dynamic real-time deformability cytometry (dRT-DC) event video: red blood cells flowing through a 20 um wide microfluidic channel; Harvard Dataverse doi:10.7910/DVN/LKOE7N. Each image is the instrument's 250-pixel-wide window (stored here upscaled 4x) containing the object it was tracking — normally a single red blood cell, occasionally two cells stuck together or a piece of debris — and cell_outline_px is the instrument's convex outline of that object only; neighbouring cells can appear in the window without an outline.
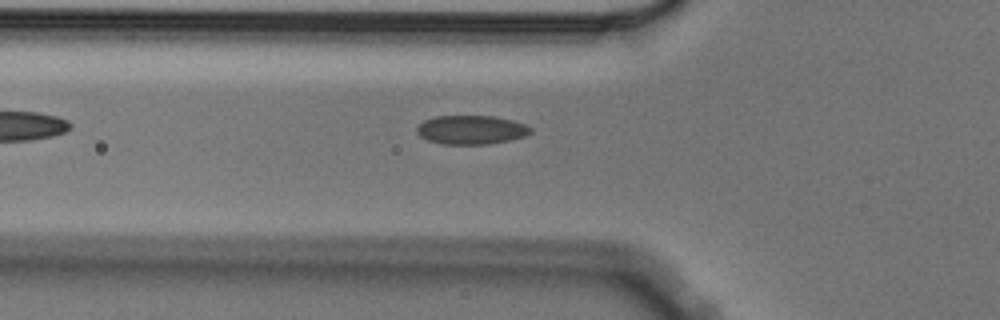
{"species": "Egyptian fruit bat (a non-hibernating species)", "species_latin": "Rousettus aegyptiacus", "temperature_condition": "cold", "stored_images_in_passage": 5, "camera_frame_rate_fps": 3000, "um_per_image_px": 0.085, "animal": {"sex": "male"}, "frame": {"image": 1, "passage_image": 5, "time_ms": 1.333, "image_size_px": [1000, 320], "cell_outline_px": [[532, 132], [524, 136], [508, 140], [488, 144], [444, 144], [428, 140], [420, 136], [416, 132], [416, 128], [424, 120], [436, 116], [492, 116], [512, 120], [524, 124], [532, 128]], "centroid_in_image_um": [40.04, 11.03], "position_along_channel_um": 85.8, "area_um2": 19.02}}